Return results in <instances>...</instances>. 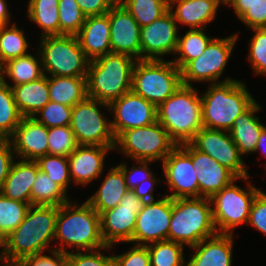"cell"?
I'll return each instance as SVG.
<instances>
[{"label":"cell","mask_w":266,"mask_h":266,"mask_svg":"<svg viewBox=\"0 0 266 266\" xmlns=\"http://www.w3.org/2000/svg\"><path fill=\"white\" fill-rule=\"evenodd\" d=\"M58 207L30 205L24 220L6 236L3 264L14 265L21 258L45 252L54 241Z\"/></svg>","instance_id":"6da1fadb"},{"label":"cell","mask_w":266,"mask_h":266,"mask_svg":"<svg viewBox=\"0 0 266 266\" xmlns=\"http://www.w3.org/2000/svg\"><path fill=\"white\" fill-rule=\"evenodd\" d=\"M256 151L262 152V154L266 157V127L265 126L263 127L262 133L259 137V140L257 143V148H256L255 152Z\"/></svg>","instance_id":"9f6ffc18"},{"label":"cell","mask_w":266,"mask_h":266,"mask_svg":"<svg viewBox=\"0 0 266 266\" xmlns=\"http://www.w3.org/2000/svg\"><path fill=\"white\" fill-rule=\"evenodd\" d=\"M182 85L181 70L166 60H137L131 90L158 107Z\"/></svg>","instance_id":"ba28073f"},{"label":"cell","mask_w":266,"mask_h":266,"mask_svg":"<svg viewBox=\"0 0 266 266\" xmlns=\"http://www.w3.org/2000/svg\"><path fill=\"white\" fill-rule=\"evenodd\" d=\"M38 170L35 161H14L0 193L9 199L31 205V191Z\"/></svg>","instance_id":"484cf974"},{"label":"cell","mask_w":266,"mask_h":266,"mask_svg":"<svg viewBox=\"0 0 266 266\" xmlns=\"http://www.w3.org/2000/svg\"><path fill=\"white\" fill-rule=\"evenodd\" d=\"M0 26V66L10 59L28 54L29 43L16 23Z\"/></svg>","instance_id":"d590c367"},{"label":"cell","mask_w":266,"mask_h":266,"mask_svg":"<svg viewBox=\"0 0 266 266\" xmlns=\"http://www.w3.org/2000/svg\"><path fill=\"white\" fill-rule=\"evenodd\" d=\"M150 256V266H186L184 245L164 240L146 245Z\"/></svg>","instance_id":"74e56055"},{"label":"cell","mask_w":266,"mask_h":266,"mask_svg":"<svg viewBox=\"0 0 266 266\" xmlns=\"http://www.w3.org/2000/svg\"><path fill=\"white\" fill-rule=\"evenodd\" d=\"M231 7L248 28H266V0H235Z\"/></svg>","instance_id":"ab89813d"},{"label":"cell","mask_w":266,"mask_h":266,"mask_svg":"<svg viewBox=\"0 0 266 266\" xmlns=\"http://www.w3.org/2000/svg\"><path fill=\"white\" fill-rule=\"evenodd\" d=\"M87 76H48L50 101L73 107L87 97Z\"/></svg>","instance_id":"f546056e"},{"label":"cell","mask_w":266,"mask_h":266,"mask_svg":"<svg viewBox=\"0 0 266 266\" xmlns=\"http://www.w3.org/2000/svg\"><path fill=\"white\" fill-rule=\"evenodd\" d=\"M127 191L129 189L123 171L118 166H112L101 186L86 201L100 215L108 209L115 208Z\"/></svg>","instance_id":"f1b7e54d"},{"label":"cell","mask_w":266,"mask_h":266,"mask_svg":"<svg viewBox=\"0 0 266 266\" xmlns=\"http://www.w3.org/2000/svg\"><path fill=\"white\" fill-rule=\"evenodd\" d=\"M60 245L55 250L69 253L65 249L76 248L77 251H92L106 247L101 235L100 215L85 201L76 204L68 201L58 207L55 237ZM81 249V250H80Z\"/></svg>","instance_id":"7a4b0ae2"},{"label":"cell","mask_w":266,"mask_h":266,"mask_svg":"<svg viewBox=\"0 0 266 266\" xmlns=\"http://www.w3.org/2000/svg\"><path fill=\"white\" fill-rule=\"evenodd\" d=\"M78 144L70 126L48 129V154L68 157Z\"/></svg>","instance_id":"7bdbcfd3"},{"label":"cell","mask_w":266,"mask_h":266,"mask_svg":"<svg viewBox=\"0 0 266 266\" xmlns=\"http://www.w3.org/2000/svg\"><path fill=\"white\" fill-rule=\"evenodd\" d=\"M67 192L46 173L38 170L31 191V205L59 207L68 202Z\"/></svg>","instance_id":"836d02e7"},{"label":"cell","mask_w":266,"mask_h":266,"mask_svg":"<svg viewBox=\"0 0 266 266\" xmlns=\"http://www.w3.org/2000/svg\"><path fill=\"white\" fill-rule=\"evenodd\" d=\"M58 10L60 35L76 36L86 20L76 0H59Z\"/></svg>","instance_id":"b9f144b4"},{"label":"cell","mask_w":266,"mask_h":266,"mask_svg":"<svg viewBox=\"0 0 266 266\" xmlns=\"http://www.w3.org/2000/svg\"><path fill=\"white\" fill-rule=\"evenodd\" d=\"M235 0H217L218 4L220 5H228L231 6Z\"/></svg>","instance_id":"6f0895ef"},{"label":"cell","mask_w":266,"mask_h":266,"mask_svg":"<svg viewBox=\"0 0 266 266\" xmlns=\"http://www.w3.org/2000/svg\"><path fill=\"white\" fill-rule=\"evenodd\" d=\"M115 146L78 145L68 156L69 171L72 182L88 185L101 177L105 157Z\"/></svg>","instance_id":"44dd1931"},{"label":"cell","mask_w":266,"mask_h":266,"mask_svg":"<svg viewBox=\"0 0 266 266\" xmlns=\"http://www.w3.org/2000/svg\"><path fill=\"white\" fill-rule=\"evenodd\" d=\"M189 143L229 169L239 180L248 181L247 167L229 131L202 127Z\"/></svg>","instance_id":"4fadbf2b"},{"label":"cell","mask_w":266,"mask_h":266,"mask_svg":"<svg viewBox=\"0 0 266 266\" xmlns=\"http://www.w3.org/2000/svg\"><path fill=\"white\" fill-rule=\"evenodd\" d=\"M254 33L249 42L248 61L255 75L266 76V28H252Z\"/></svg>","instance_id":"f6af8a7d"},{"label":"cell","mask_w":266,"mask_h":266,"mask_svg":"<svg viewBox=\"0 0 266 266\" xmlns=\"http://www.w3.org/2000/svg\"><path fill=\"white\" fill-rule=\"evenodd\" d=\"M111 53L126 54L141 60V27L121 3L109 10Z\"/></svg>","instance_id":"d6986e66"},{"label":"cell","mask_w":266,"mask_h":266,"mask_svg":"<svg viewBox=\"0 0 266 266\" xmlns=\"http://www.w3.org/2000/svg\"><path fill=\"white\" fill-rule=\"evenodd\" d=\"M191 159L196 171L199 197L211 198L216 192L230 185L237 177L211 156L191 145Z\"/></svg>","instance_id":"7402d4cb"},{"label":"cell","mask_w":266,"mask_h":266,"mask_svg":"<svg viewBox=\"0 0 266 266\" xmlns=\"http://www.w3.org/2000/svg\"><path fill=\"white\" fill-rule=\"evenodd\" d=\"M40 38L38 53L46 76H87L91 60L81 48L77 36L54 35Z\"/></svg>","instance_id":"52a82bcc"},{"label":"cell","mask_w":266,"mask_h":266,"mask_svg":"<svg viewBox=\"0 0 266 266\" xmlns=\"http://www.w3.org/2000/svg\"><path fill=\"white\" fill-rule=\"evenodd\" d=\"M76 36L90 60L111 53L109 11L103 15L86 17Z\"/></svg>","instance_id":"cb8c5ba5"},{"label":"cell","mask_w":266,"mask_h":266,"mask_svg":"<svg viewBox=\"0 0 266 266\" xmlns=\"http://www.w3.org/2000/svg\"><path fill=\"white\" fill-rule=\"evenodd\" d=\"M40 171L46 173L54 182L66 192L71 183L68 157L61 155L41 156L35 160Z\"/></svg>","instance_id":"60d3db41"},{"label":"cell","mask_w":266,"mask_h":266,"mask_svg":"<svg viewBox=\"0 0 266 266\" xmlns=\"http://www.w3.org/2000/svg\"><path fill=\"white\" fill-rule=\"evenodd\" d=\"M19 113L11 86L0 78V139H8L19 125Z\"/></svg>","instance_id":"e575fe53"},{"label":"cell","mask_w":266,"mask_h":266,"mask_svg":"<svg viewBox=\"0 0 266 266\" xmlns=\"http://www.w3.org/2000/svg\"><path fill=\"white\" fill-rule=\"evenodd\" d=\"M238 33L226 38H213L204 52L191 60L182 70V85L193 86L196 82L221 83L234 79L230 77L218 81L225 71L227 62L237 43Z\"/></svg>","instance_id":"7c38bea8"},{"label":"cell","mask_w":266,"mask_h":266,"mask_svg":"<svg viewBox=\"0 0 266 266\" xmlns=\"http://www.w3.org/2000/svg\"><path fill=\"white\" fill-rule=\"evenodd\" d=\"M28 2V18L42 28L41 37L60 35L59 0H29Z\"/></svg>","instance_id":"1f68e13d"},{"label":"cell","mask_w":266,"mask_h":266,"mask_svg":"<svg viewBox=\"0 0 266 266\" xmlns=\"http://www.w3.org/2000/svg\"><path fill=\"white\" fill-rule=\"evenodd\" d=\"M7 0H0V26L7 25L10 22V13Z\"/></svg>","instance_id":"11a10c76"},{"label":"cell","mask_w":266,"mask_h":266,"mask_svg":"<svg viewBox=\"0 0 266 266\" xmlns=\"http://www.w3.org/2000/svg\"><path fill=\"white\" fill-rule=\"evenodd\" d=\"M171 216L172 198L169 196L145 202L137 214L131 242L146 246L148 243L168 240Z\"/></svg>","instance_id":"2e32d148"},{"label":"cell","mask_w":266,"mask_h":266,"mask_svg":"<svg viewBox=\"0 0 266 266\" xmlns=\"http://www.w3.org/2000/svg\"><path fill=\"white\" fill-rule=\"evenodd\" d=\"M8 139L16 158L35 161L48 154V128L34 117H22Z\"/></svg>","instance_id":"ffe728a7"},{"label":"cell","mask_w":266,"mask_h":266,"mask_svg":"<svg viewBox=\"0 0 266 266\" xmlns=\"http://www.w3.org/2000/svg\"><path fill=\"white\" fill-rule=\"evenodd\" d=\"M261 109V105L255 102L246 112L235 119L229 131L241 155L253 154L257 148L264 125L255 114Z\"/></svg>","instance_id":"4316f807"},{"label":"cell","mask_w":266,"mask_h":266,"mask_svg":"<svg viewBox=\"0 0 266 266\" xmlns=\"http://www.w3.org/2000/svg\"><path fill=\"white\" fill-rule=\"evenodd\" d=\"M120 3L133 16L140 27L152 23L169 10L167 0H121Z\"/></svg>","instance_id":"8d00e7d4"},{"label":"cell","mask_w":266,"mask_h":266,"mask_svg":"<svg viewBox=\"0 0 266 266\" xmlns=\"http://www.w3.org/2000/svg\"><path fill=\"white\" fill-rule=\"evenodd\" d=\"M136 61L130 55L119 53L91 60L86 77L87 97L110 104L131 91Z\"/></svg>","instance_id":"5b68a950"},{"label":"cell","mask_w":266,"mask_h":266,"mask_svg":"<svg viewBox=\"0 0 266 266\" xmlns=\"http://www.w3.org/2000/svg\"><path fill=\"white\" fill-rule=\"evenodd\" d=\"M14 101L22 117H34L49 101L48 76L11 86Z\"/></svg>","instance_id":"83f0119b"},{"label":"cell","mask_w":266,"mask_h":266,"mask_svg":"<svg viewBox=\"0 0 266 266\" xmlns=\"http://www.w3.org/2000/svg\"><path fill=\"white\" fill-rule=\"evenodd\" d=\"M247 224L266 235V193L260 191L254 198Z\"/></svg>","instance_id":"f907efd6"},{"label":"cell","mask_w":266,"mask_h":266,"mask_svg":"<svg viewBox=\"0 0 266 266\" xmlns=\"http://www.w3.org/2000/svg\"><path fill=\"white\" fill-rule=\"evenodd\" d=\"M71 114V106L49 101L34 115V118L49 129L53 127L69 126Z\"/></svg>","instance_id":"ee69618b"},{"label":"cell","mask_w":266,"mask_h":266,"mask_svg":"<svg viewBox=\"0 0 266 266\" xmlns=\"http://www.w3.org/2000/svg\"><path fill=\"white\" fill-rule=\"evenodd\" d=\"M112 247L106 246L92 251H77L67 253L69 266H115L113 255H104L101 250H111Z\"/></svg>","instance_id":"bcb514c9"},{"label":"cell","mask_w":266,"mask_h":266,"mask_svg":"<svg viewBox=\"0 0 266 266\" xmlns=\"http://www.w3.org/2000/svg\"><path fill=\"white\" fill-rule=\"evenodd\" d=\"M178 32L177 22L169 10L152 23L141 27V60H163V56L175 54Z\"/></svg>","instance_id":"ac0fdd59"},{"label":"cell","mask_w":266,"mask_h":266,"mask_svg":"<svg viewBox=\"0 0 266 266\" xmlns=\"http://www.w3.org/2000/svg\"><path fill=\"white\" fill-rule=\"evenodd\" d=\"M168 240L192 247L217 232L208 197L172 199Z\"/></svg>","instance_id":"8992f818"},{"label":"cell","mask_w":266,"mask_h":266,"mask_svg":"<svg viewBox=\"0 0 266 266\" xmlns=\"http://www.w3.org/2000/svg\"><path fill=\"white\" fill-rule=\"evenodd\" d=\"M144 203L129 190L115 208L100 214L101 235L106 246L112 247L118 242L131 243L137 214Z\"/></svg>","instance_id":"5bb4252c"},{"label":"cell","mask_w":266,"mask_h":266,"mask_svg":"<svg viewBox=\"0 0 266 266\" xmlns=\"http://www.w3.org/2000/svg\"><path fill=\"white\" fill-rule=\"evenodd\" d=\"M52 256L43 253L21 258L14 266H69L67 254L51 250Z\"/></svg>","instance_id":"7dc6e473"},{"label":"cell","mask_w":266,"mask_h":266,"mask_svg":"<svg viewBox=\"0 0 266 266\" xmlns=\"http://www.w3.org/2000/svg\"><path fill=\"white\" fill-rule=\"evenodd\" d=\"M162 166L172 199L199 198V185L191 159V144L177 145L163 160Z\"/></svg>","instance_id":"9a60e30c"},{"label":"cell","mask_w":266,"mask_h":266,"mask_svg":"<svg viewBox=\"0 0 266 266\" xmlns=\"http://www.w3.org/2000/svg\"><path fill=\"white\" fill-rule=\"evenodd\" d=\"M206 29H189L184 36L178 37L175 51L176 60L172 62L182 70L191 60L198 58L206 49L212 37L205 34Z\"/></svg>","instance_id":"d6a6232c"},{"label":"cell","mask_w":266,"mask_h":266,"mask_svg":"<svg viewBox=\"0 0 266 266\" xmlns=\"http://www.w3.org/2000/svg\"><path fill=\"white\" fill-rule=\"evenodd\" d=\"M1 248H4V241H3V238L0 236V249ZM3 256H4V253H3V249H2L0 252V261L2 263H3Z\"/></svg>","instance_id":"680465c9"},{"label":"cell","mask_w":266,"mask_h":266,"mask_svg":"<svg viewBox=\"0 0 266 266\" xmlns=\"http://www.w3.org/2000/svg\"><path fill=\"white\" fill-rule=\"evenodd\" d=\"M157 121L177 145L189 143L203 127L201 94L181 85L157 107Z\"/></svg>","instance_id":"277c9868"},{"label":"cell","mask_w":266,"mask_h":266,"mask_svg":"<svg viewBox=\"0 0 266 266\" xmlns=\"http://www.w3.org/2000/svg\"><path fill=\"white\" fill-rule=\"evenodd\" d=\"M157 182L159 183L161 181L152 176L151 178L143 181L138 186L133 188L132 191L139 199L143 200L144 202L154 201L155 196H153V192L154 186Z\"/></svg>","instance_id":"db71d44e"},{"label":"cell","mask_w":266,"mask_h":266,"mask_svg":"<svg viewBox=\"0 0 266 266\" xmlns=\"http://www.w3.org/2000/svg\"><path fill=\"white\" fill-rule=\"evenodd\" d=\"M237 180L210 198L217 233L234 234L233 230L237 226L247 224L252 202L261 191L250 182L247 183V190L242 189L235 184Z\"/></svg>","instance_id":"30bf717a"},{"label":"cell","mask_w":266,"mask_h":266,"mask_svg":"<svg viewBox=\"0 0 266 266\" xmlns=\"http://www.w3.org/2000/svg\"><path fill=\"white\" fill-rule=\"evenodd\" d=\"M29 203L9 199L0 193V236L4 239L24 220Z\"/></svg>","instance_id":"f35d334b"},{"label":"cell","mask_w":266,"mask_h":266,"mask_svg":"<svg viewBox=\"0 0 266 266\" xmlns=\"http://www.w3.org/2000/svg\"><path fill=\"white\" fill-rule=\"evenodd\" d=\"M115 3H120L121 0H113Z\"/></svg>","instance_id":"91938a15"},{"label":"cell","mask_w":266,"mask_h":266,"mask_svg":"<svg viewBox=\"0 0 266 266\" xmlns=\"http://www.w3.org/2000/svg\"><path fill=\"white\" fill-rule=\"evenodd\" d=\"M30 52L24 56L13 58L0 66V78H9L16 86L39 79L44 75L39 53L36 56ZM39 60V61H38Z\"/></svg>","instance_id":"4dcf8cb0"},{"label":"cell","mask_w":266,"mask_h":266,"mask_svg":"<svg viewBox=\"0 0 266 266\" xmlns=\"http://www.w3.org/2000/svg\"><path fill=\"white\" fill-rule=\"evenodd\" d=\"M109 107L114 116L111 129L115 139L125 130L148 126L157 121V107L132 90L112 101Z\"/></svg>","instance_id":"e0dca14e"},{"label":"cell","mask_w":266,"mask_h":266,"mask_svg":"<svg viewBox=\"0 0 266 266\" xmlns=\"http://www.w3.org/2000/svg\"><path fill=\"white\" fill-rule=\"evenodd\" d=\"M137 165L140 166H132L131 168H127L126 162H122L117 165L124 174L125 181L129 190H132L136 186H138L143 181L151 178L153 176L151 169L148 164L152 163V161H136Z\"/></svg>","instance_id":"c3c4849f"},{"label":"cell","mask_w":266,"mask_h":266,"mask_svg":"<svg viewBox=\"0 0 266 266\" xmlns=\"http://www.w3.org/2000/svg\"><path fill=\"white\" fill-rule=\"evenodd\" d=\"M109 104L86 97L72 107L70 127L78 145L115 146L111 120L99 111Z\"/></svg>","instance_id":"8fae6325"},{"label":"cell","mask_w":266,"mask_h":266,"mask_svg":"<svg viewBox=\"0 0 266 266\" xmlns=\"http://www.w3.org/2000/svg\"><path fill=\"white\" fill-rule=\"evenodd\" d=\"M255 102L240 80L210 84L201 96L203 127L230 131L235 119Z\"/></svg>","instance_id":"3957f363"},{"label":"cell","mask_w":266,"mask_h":266,"mask_svg":"<svg viewBox=\"0 0 266 266\" xmlns=\"http://www.w3.org/2000/svg\"><path fill=\"white\" fill-rule=\"evenodd\" d=\"M233 234L216 233L205 238L192 248L195 253L189 257L186 266H231Z\"/></svg>","instance_id":"603a6c76"},{"label":"cell","mask_w":266,"mask_h":266,"mask_svg":"<svg viewBox=\"0 0 266 266\" xmlns=\"http://www.w3.org/2000/svg\"><path fill=\"white\" fill-rule=\"evenodd\" d=\"M177 146L166 129L158 122L123 131L115 139L114 150L134 161L163 160Z\"/></svg>","instance_id":"9c48e42d"},{"label":"cell","mask_w":266,"mask_h":266,"mask_svg":"<svg viewBox=\"0 0 266 266\" xmlns=\"http://www.w3.org/2000/svg\"><path fill=\"white\" fill-rule=\"evenodd\" d=\"M218 8L217 0H171L169 2V11L177 25L181 23L190 29H207L205 25L214 20Z\"/></svg>","instance_id":"d4e9b609"},{"label":"cell","mask_w":266,"mask_h":266,"mask_svg":"<svg viewBox=\"0 0 266 266\" xmlns=\"http://www.w3.org/2000/svg\"><path fill=\"white\" fill-rule=\"evenodd\" d=\"M14 155L9 139H0V191L15 161Z\"/></svg>","instance_id":"816d5d0a"},{"label":"cell","mask_w":266,"mask_h":266,"mask_svg":"<svg viewBox=\"0 0 266 266\" xmlns=\"http://www.w3.org/2000/svg\"><path fill=\"white\" fill-rule=\"evenodd\" d=\"M115 266H150V256L147 246L135 245L123 252V254L113 255Z\"/></svg>","instance_id":"681fc988"},{"label":"cell","mask_w":266,"mask_h":266,"mask_svg":"<svg viewBox=\"0 0 266 266\" xmlns=\"http://www.w3.org/2000/svg\"><path fill=\"white\" fill-rule=\"evenodd\" d=\"M86 17L106 14L116 3L113 0H76Z\"/></svg>","instance_id":"f5cc1de1"}]
</instances>
